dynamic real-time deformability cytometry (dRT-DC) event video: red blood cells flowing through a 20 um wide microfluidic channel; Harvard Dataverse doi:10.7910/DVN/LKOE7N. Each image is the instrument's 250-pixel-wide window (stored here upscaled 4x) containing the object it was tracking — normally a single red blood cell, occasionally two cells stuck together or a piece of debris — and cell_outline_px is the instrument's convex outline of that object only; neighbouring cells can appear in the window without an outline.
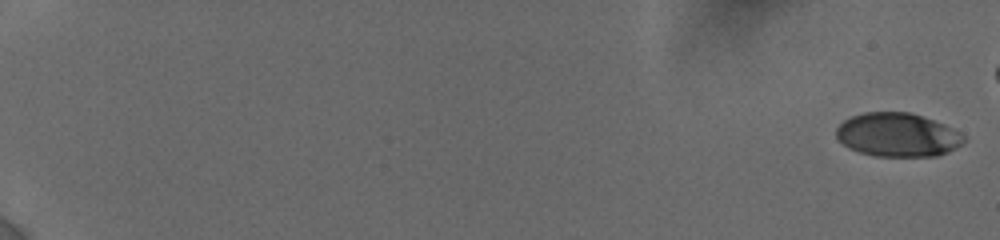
{"species": "human", "species_latin": "Homo sapiens", "temperature_condition": "cold", "stored_images_in_passage": 10, "camera_frame_rate_fps": 3000, "um_per_image_px": 0.085, "donor": {"sex": "female"}, "frame": {"image": 1, "passage_image": 1, "time_ms": 0.0, "image_size_px": [1000, 240], "cell_outline_px": [[964, 140], [956, 148], [948, 152], [936, 156], [876, 156], [860, 152], [848, 148], [836, 136], [836, 128], [844, 120], [852, 116], [864, 112], [908, 112], [944, 124], [960, 132], [964, 136]], "centroid_in_image_um": [76.28, 11.46], "position_along_channel_um": 8.7, "area_um2": 32.25}}